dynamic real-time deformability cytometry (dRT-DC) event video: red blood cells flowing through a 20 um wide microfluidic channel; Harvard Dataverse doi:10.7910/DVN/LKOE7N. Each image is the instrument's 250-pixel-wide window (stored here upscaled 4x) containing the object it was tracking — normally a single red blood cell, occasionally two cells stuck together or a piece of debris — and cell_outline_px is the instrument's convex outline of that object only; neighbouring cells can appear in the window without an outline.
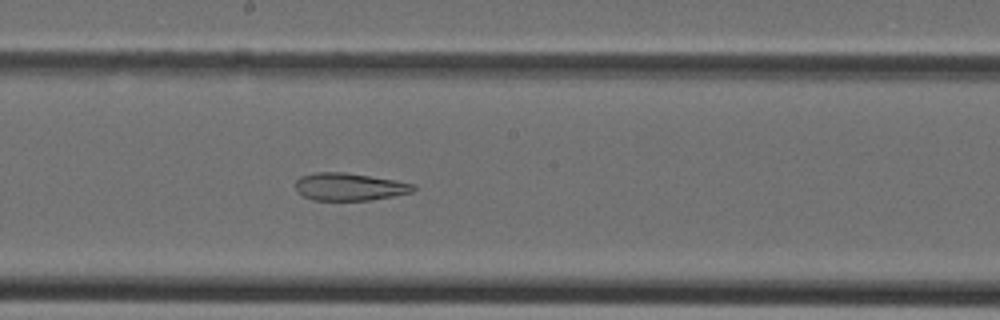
{"species": "Egyptian fruit bat (a non-hibernating species)", "species_latin": "Rousettus aegyptiacus", "temperature_condition": "cold", "stored_images_in_passage": 38, "camera_frame_rate_fps": 3000, "um_per_image_px": 0.085, "animal": {"sex": "female"}, "frame": {"image": 1, "passage_image": 20, "time_ms": 6.333, "image_size_px": [1000, 320], "cell_outline_px": [[416, 188], [412, 192], [392, 196], [368, 200], [312, 200], [296, 192], [296, 180], [300, 176], [316, 172], [344, 172], [396, 180], [416, 184]], "centroid_in_image_um": [29.69, 15.87], "position_along_channel_um": 218.5, "area_um2": 18.96}}
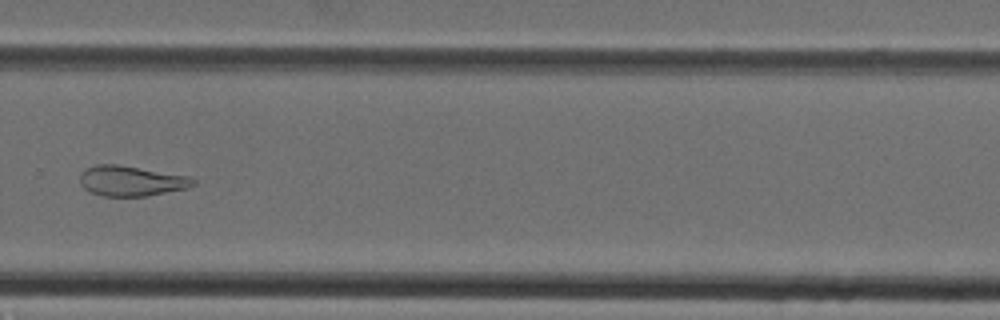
{"frame": {"image": 2, "passage_image": 26, "time_ms": 8.333, "image_size_px": [1000, 320], "cell_outline_px": [[196, 184], [188, 188], [148, 196], [104, 196], [88, 192], [80, 184], [80, 172], [84, 168], [96, 164], [116, 164], [184, 176], [196, 180]], "centroid_in_image_um": [11.08, 15.39], "position_along_channel_um": 318.7, "area_um2": 19.88}}
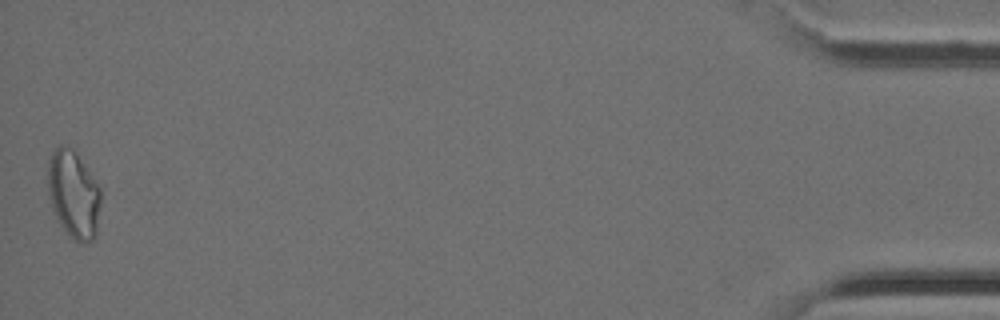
{"frame": {"image": 3, "passage_image": 38, "time_ms": 12.333, "image_size_px": [1000, 320], "cell_outline_px": [[100, 204], [96, 236], [88, 244], [76, 240], [56, 220], [52, 212], [48, 192], [48, 160], [52, 152], [60, 144], [68, 148], [76, 156], [100, 188]], "centroid_in_image_um": [6.22, 16.58], "position_along_channel_um": 429.0, "area_um2": 26.41}}